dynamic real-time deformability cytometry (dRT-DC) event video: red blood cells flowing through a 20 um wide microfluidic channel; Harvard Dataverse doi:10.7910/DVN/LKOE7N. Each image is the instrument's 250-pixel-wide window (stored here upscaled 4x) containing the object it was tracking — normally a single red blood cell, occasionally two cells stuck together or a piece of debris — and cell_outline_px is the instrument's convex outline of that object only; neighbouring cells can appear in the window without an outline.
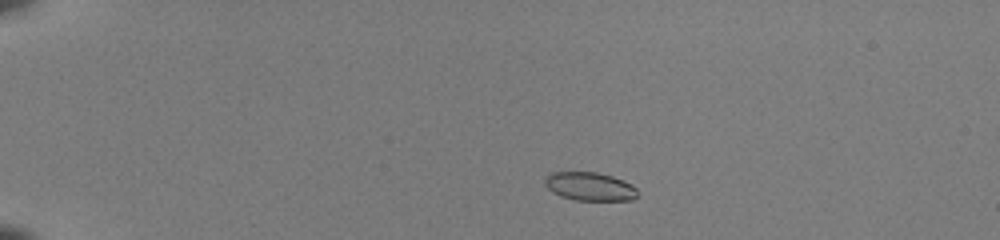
{"species": "common noctule bat (a hibernating species)", "species_latin": "Nyctalus noctula", "temperature_condition": "room temperature", "stored_images_in_passage": 41, "camera_frame_rate_fps": 3000, "um_per_image_px": 0.085, "animal": {"sex": "female", "body_mass_g": 22.0, "forearm_length_mm": 56.7}, "frame": {"image": 1, "passage_image": 1, "time_ms": 0.0, "image_size_px": [1000, 240], "cell_outline_px": [[640, 196], [632, 200], [576, 200], [560, 196], [552, 192], [544, 184], [544, 180], [552, 172], [596, 172], [612, 176], [632, 184], [636, 188]], "centroid_in_image_um": [50.16, 15.86], "position_along_channel_um": 34.8, "area_um2": 15.43}}
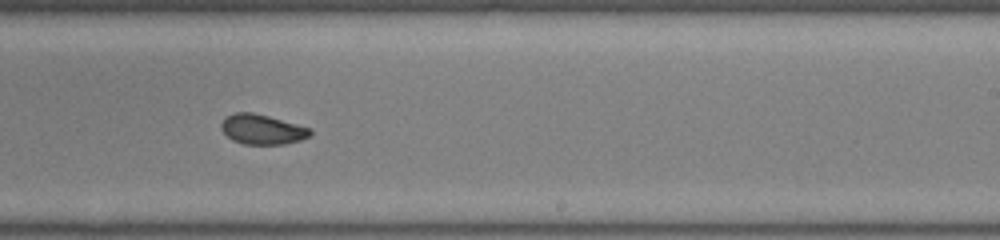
{"frame": {"image": 2, "passage_image": 24, "time_ms": 7.667, "image_size_px": [1000, 240], "cell_outline_px": [[312, 132], [308, 136], [300, 140], [284, 144], [244, 144], [232, 140], [220, 128], [220, 124], [224, 116], [236, 112], [252, 112], [268, 116], [312, 128]], "centroid_in_image_um": [22.26, 10.98], "position_along_channel_um": 266.7, "area_um2": 15.55}}
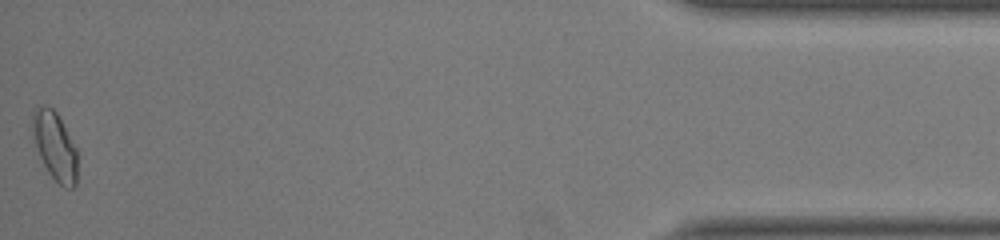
{"frame": {"image": 3, "passage_image": 41, "time_ms": 13.333, "image_size_px": [1000, 240], "cell_outline_px": [[76, 184], [72, 188], [64, 188], [48, 172], [40, 156], [32, 136], [32, 112], [36, 104], [44, 104], [52, 108], [56, 112], [76, 148]], "centroid_in_image_um": [4.63, 12.36], "position_along_channel_um": 430.6, "area_um2": 17.74}, "authors_computed_cell_mechanics": {"area_um2": 15.7794, "velocity_mm_per_s": 4.0949, "shape_relaxation_time_tau1_ms": 5.3602, "shape_relaxation_time_tau2_ms": 1.6161, "deformation_change_tau1": 0.1621, "deformation_change_tau2": 0.0558}}